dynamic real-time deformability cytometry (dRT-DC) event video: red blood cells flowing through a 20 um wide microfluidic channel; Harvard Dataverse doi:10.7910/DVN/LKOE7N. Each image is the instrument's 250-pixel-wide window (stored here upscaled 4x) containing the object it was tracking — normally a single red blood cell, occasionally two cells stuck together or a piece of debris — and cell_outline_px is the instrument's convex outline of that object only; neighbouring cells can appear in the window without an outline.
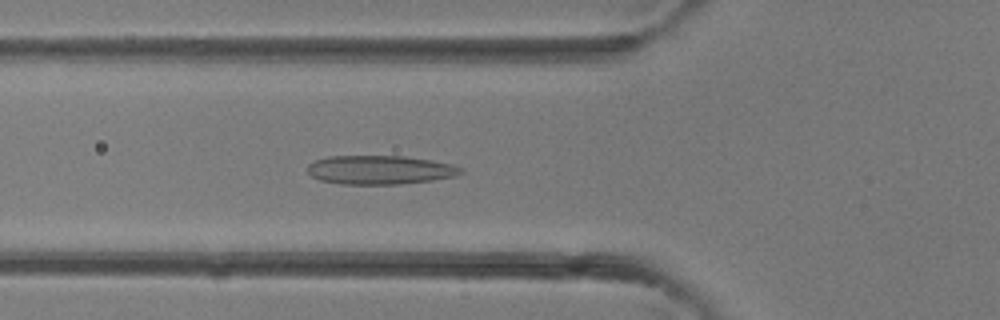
{"species": "common noctule bat (a hibernating species)", "species_latin": "Nyctalus noctula", "temperature_condition": "room temperature", "stored_images_in_passage": 39, "camera_frame_rate_fps": 3000, "um_per_image_px": 0.085, "animal": {"sex": "female"}, "frame": {"image": 1, "passage_image": 13, "time_ms": 4.0, "image_size_px": [1000, 320], "cell_outline_px": [[464, 172], [456, 176], [432, 180], [400, 184], [340, 184], [320, 180], [312, 176], [308, 172], [308, 164], [316, 160], [328, 156], [404, 156], [432, 160], [452, 164], [464, 168]], "centroid_in_image_um": [32.33, 14.44], "position_along_channel_um": 93.5, "area_um2": 25.89}}
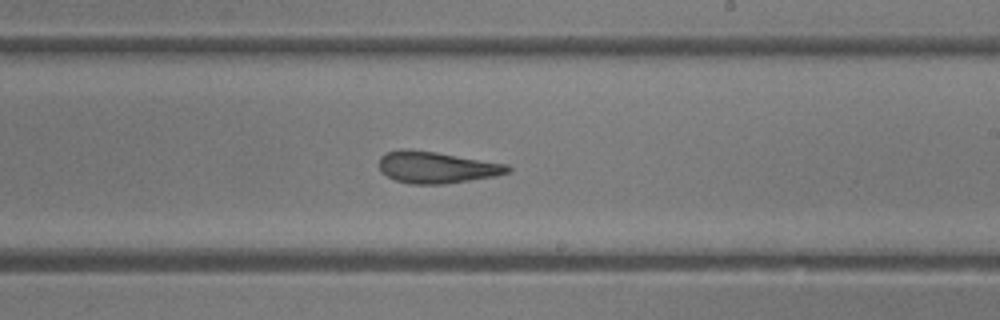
{"frame": {"image": 2, "passage_image": 22, "time_ms": 7.0, "image_size_px": [1000, 320], "cell_outline_px": [[512, 168], [508, 172], [496, 176], [444, 184], [408, 184], [396, 180], [388, 176], [380, 168], [380, 156], [388, 152], [400, 148], [404, 148], [436, 152], [508, 164]], "centroid_in_image_um": [37.12, 14.22], "position_along_channel_um": 251.9, "area_um2": 23.64}}
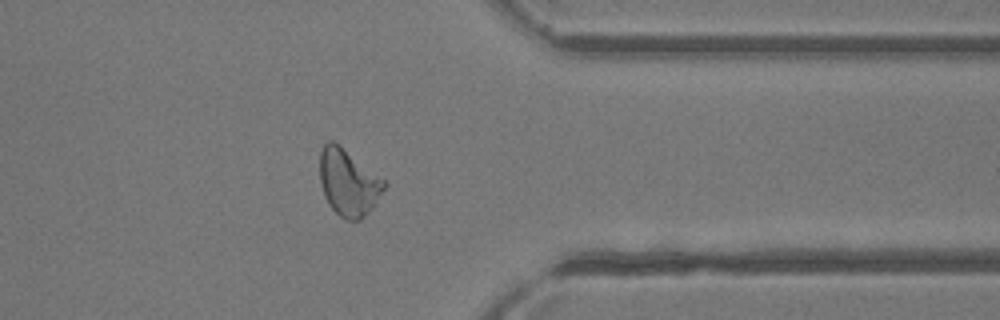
{"frame": {"image": 3, "passage_image": 30, "time_ms": 9.667, "image_size_px": [1000, 320], "cell_outline_px": [[388, 184], [368, 212], [360, 220], [344, 220], [332, 208], [324, 196], [320, 180], [320, 152], [324, 144], [328, 140], [332, 140], [340, 144], [384, 180]], "centroid_in_image_um": [29.59, 15.49], "position_along_channel_um": 381.8, "area_um2": 24.8}}